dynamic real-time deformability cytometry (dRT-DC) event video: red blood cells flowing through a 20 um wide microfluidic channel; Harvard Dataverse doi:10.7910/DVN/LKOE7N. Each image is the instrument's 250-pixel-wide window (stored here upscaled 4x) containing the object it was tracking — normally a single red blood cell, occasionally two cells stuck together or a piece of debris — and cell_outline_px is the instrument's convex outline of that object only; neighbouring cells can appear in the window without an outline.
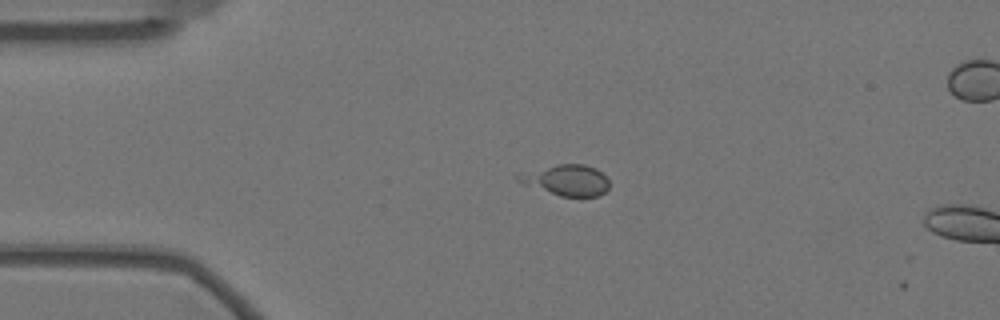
{"species": "Egyptian fruit bat (a non-hibernating species)", "species_latin": "Rousettus aegyptiacus", "temperature_condition": "warm", "stored_images_in_passage": 3, "camera_frame_rate_fps": 3000, "um_per_image_px": 0.085, "animal": {"sex": "female"}, "frame": {"image": 1, "passage_image": 2, "time_ms": 0.333, "image_size_px": [1000, 320], "cell_outline_px": [[608, 188], [600, 196], [560, 196], [524, 184], [516, 180], [516, 176], [556, 164], [584, 164], [596, 168], [608, 180]], "centroid_in_image_um": [48.2, 15.32], "position_along_channel_um": 36.8, "area_um2": 15.9}}